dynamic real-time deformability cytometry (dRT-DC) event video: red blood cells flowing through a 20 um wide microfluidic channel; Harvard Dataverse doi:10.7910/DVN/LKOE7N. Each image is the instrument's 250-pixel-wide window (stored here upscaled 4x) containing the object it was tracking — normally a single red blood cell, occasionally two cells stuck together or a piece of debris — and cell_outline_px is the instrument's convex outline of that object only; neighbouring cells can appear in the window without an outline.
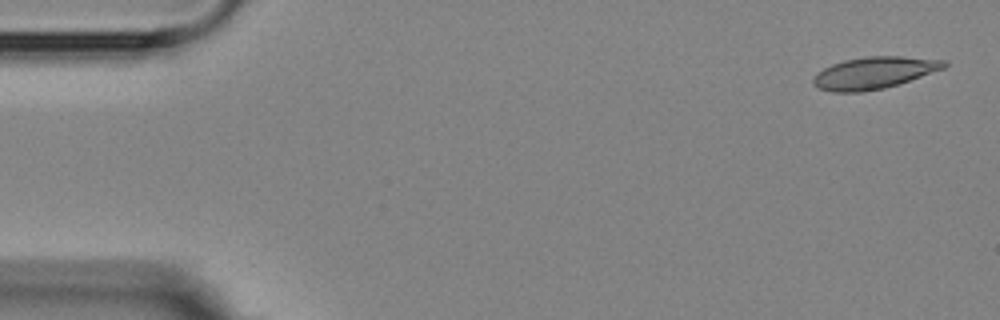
{"species": "Egyptian fruit bat (a non-hibernating species)", "species_latin": "Rousettus aegyptiacus", "temperature_condition": "room temperature", "stored_images_in_passage": 6, "camera_frame_rate_fps": 3000, "um_per_image_px": 0.085, "animal": {"sex": "female"}, "frame": {"image": 1, "passage_image": 1, "time_ms": 0.0, "image_size_px": [1000, 320], "cell_outline_px": [[948, 64], [944, 68], [884, 88], [860, 92], [832, 92], [820, 88], [812, 84], [812, 80], [816, 72], [832, 64], [844, 60], [864, 56], [900, 56], [944, 60]], "centroid_in_image_um": [74.23, 6.18], "position_along_channel_um": 10.8, "area_um2": 24.1}}
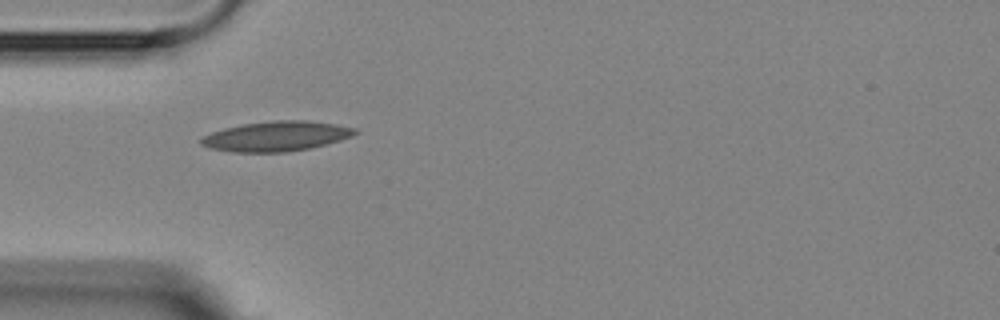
{"frame": {"image": 2, "passage_image": 5, "time_ms": 4.667, "image_size_px": [1000, 320], "cell_outline_px": [[360, 132], [352, 136], [340, 140], [308, 148], [284, 152], [232, 152], [208, 148], [200, 144], [200, 136], [224, 128], [244, 124], [272, 120], [308, 120], [336, 124], [356, 128]], "centroid_in_image_um": [23.46, 11.57], "position_along_channel_um": 61.5, "area_um2": 26.93}}
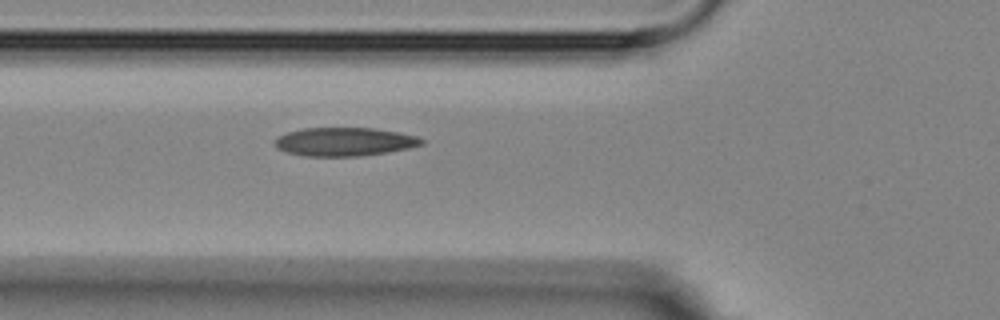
{"frame": {"image": 3, "passage_image": 6, "time_ms": 5.667, "image_size_px": [1000, 320], "cell_outline_px": [[424, 144], [408, 148], [388, 152], [360, 156], [304, 156], [288, 152], [276, 148], [276, 136], [288, 132], [304, 128], [372, 128], [400, 132], [416, 136], [424, 140]], "centroid_in_image_um": [29.29, 12.05], "position_along_channel_um": 96.5, "area_um2": 24.33}}